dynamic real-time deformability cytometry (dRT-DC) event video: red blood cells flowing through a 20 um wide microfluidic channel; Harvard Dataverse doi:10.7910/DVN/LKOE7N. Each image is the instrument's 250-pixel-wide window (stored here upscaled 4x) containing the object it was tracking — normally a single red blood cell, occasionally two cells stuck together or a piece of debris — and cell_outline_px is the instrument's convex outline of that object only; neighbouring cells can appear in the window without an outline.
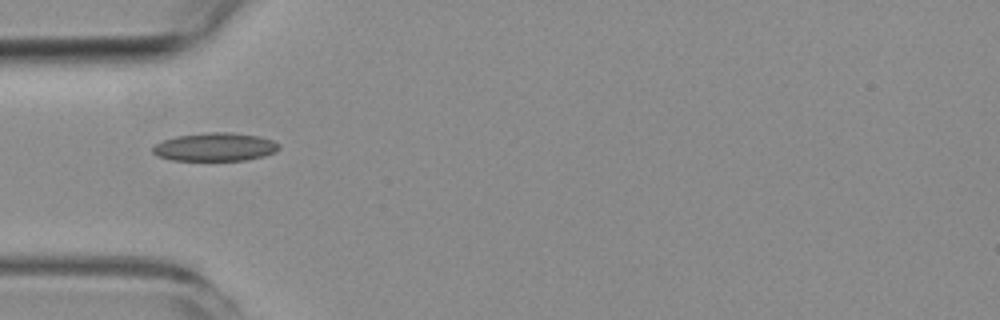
{"species": "common noctule bat (a hibernating species)", "species_latin": "Nyctalus noctula", "temperature_condition": "room temperature", "stored_images_in_passage": 1, "camera_frame_rate_fps": 3000, "um_per_image_px": 0.085, "animal": {"sex": "female", "body_mass_g": 19.3, "forearm_length_mm": 54.1}, "frame": {"image": 1, "passage_image": 1, "time_ms": 0.0, "image_size_px": [1000, 320], "cell_outline_px": [[280, 148], [276, 152], [264, 156], [248, 160], [172, 160], [160, 156], [152, 152], [152, 148], [156, 144], [164, 140], [176, 136], [208, 132], [228, 132], [260, 136], [272, 140], [280, 144]], "centroid_in_image_um": [18.33, 12.49], "position_along_channel_um": 66.7, "area_um2": 20.81}}